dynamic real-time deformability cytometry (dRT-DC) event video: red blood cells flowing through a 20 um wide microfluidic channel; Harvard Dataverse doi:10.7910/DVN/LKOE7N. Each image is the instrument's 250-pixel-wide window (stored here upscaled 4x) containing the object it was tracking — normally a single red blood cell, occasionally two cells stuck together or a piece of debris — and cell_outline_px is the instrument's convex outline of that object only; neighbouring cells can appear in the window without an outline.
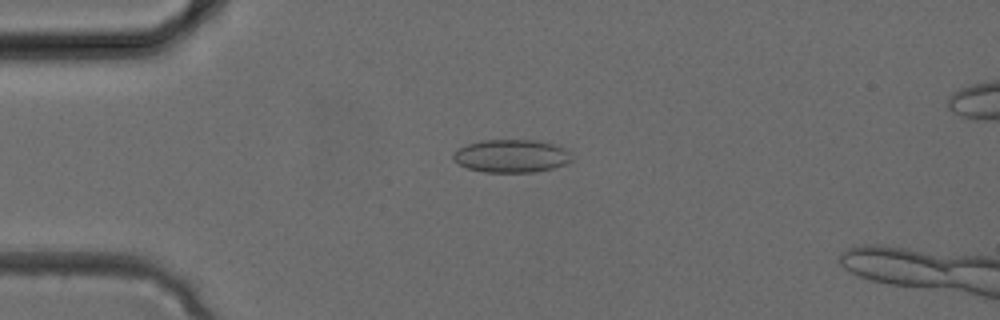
{"species": "common noctule bat (a hibernating species)", "species_latin": "Nyctalus noctula", "temperature_condition": "cold", "stored_images_in_passage": 33, "camera_frame_rate_fps": 3000, "um_per_image_px": 0.085, "animal": {"sex": "female", "body_mass_g": 24.6, "forearm_length_mm": 56.2}, "frame": {"image": 1, "passage_image": 8, "time_ms": 2.333, "image_size_px": [1000, 320], "cell_outline_px": [[572, 160], [568, 164], [552, 168], [532, 172], [484, 172], [468, 168], [452, 160], [452, 152], [468, 144], [480, 140], [536, 140], [556, 144], [564, 148], [572, 156]], "centroid_in_image_um": [43.47, 13.25], "position_along_channel_um": 41.5, "area_um2": 22.89}}
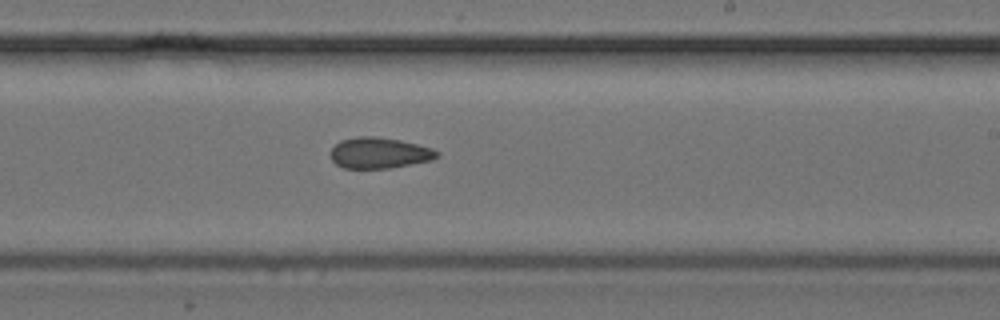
{"frame": {"image": 2, "passage_image": 20, "time_ms": 6.333, "image_size_px": [1000, 320], "cell_outline_px": [[440, 156], [432, 160], [392, 168], [344, 168], [336, 164], [332, 160], [328, 152], [340, 140], [360, 136], [376, 136], [400, 140], [432, 148], [440, 152]], "centroid_in_image_um": [32.24, 13.0], "position_along_channel_um": 256.8, "area_um2": 19.36}}
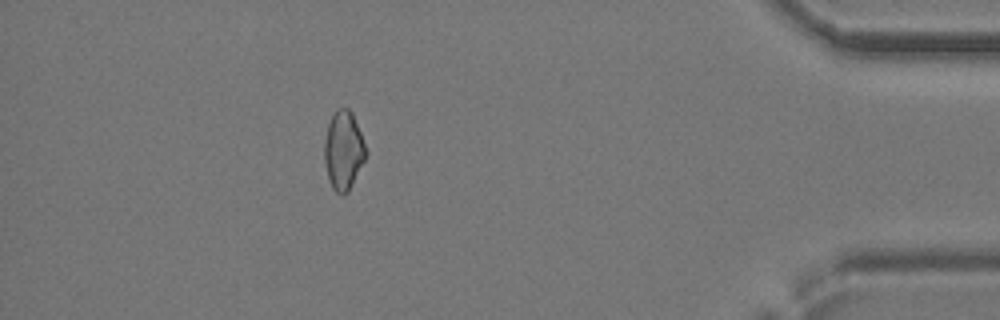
{"frame": {"image": 3, "passage_image": 30, "time_ms": 9.667, "image_size_px": [1000, 320], "cell_outline_px": [[368, 152], [348, 192], [336, 192], [332, 188], [328, 180], [324, 160], [324, 140], [328, 124], [336, 108], [348, 108], [352, 112]], "centroid_in_image_um": [29.18, 12.76], "position_along_channel_um": 406.0, "area_um2": 18.9}}